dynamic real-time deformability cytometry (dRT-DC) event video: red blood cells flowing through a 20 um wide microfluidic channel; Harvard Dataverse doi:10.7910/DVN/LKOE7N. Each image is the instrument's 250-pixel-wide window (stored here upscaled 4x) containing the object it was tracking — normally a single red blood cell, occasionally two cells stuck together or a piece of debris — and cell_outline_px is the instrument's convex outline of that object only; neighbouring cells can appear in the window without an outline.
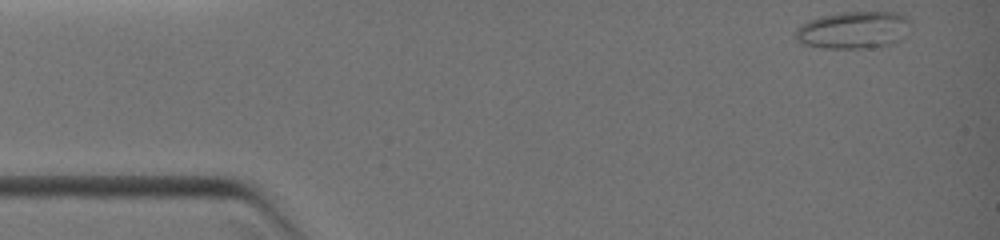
{"species": "common noctule bat (a hibernating species)", "species_latin": "Nyctalus noctula", "temperature_condition": "warm", "stored_images_in_passage": 30, "camera_frame_rate_fps": 3000, "um_per_image_px": 0.085, "animal": {"sex": "female", "body_mass_g": 19.0, "forearm_length_mm": 51.5}, "frame": {"image": 1, "passage_image": 1, "time_ms": 0.0, "image_size_px": [1000, 240], "cell_outline_px": [[908, 20], [904, 36], [896, 44], [872, 48], [824, 48], [800, 44], [796, 40], [796, 28], [800, 24], [808, 20], [820, 16], [840, 12], [900, 12], [908, 16]], "centroid_in_image_um": [72.52, 2.56], "position_along_channel_um": 12.5, "area_um2": 25.32}}
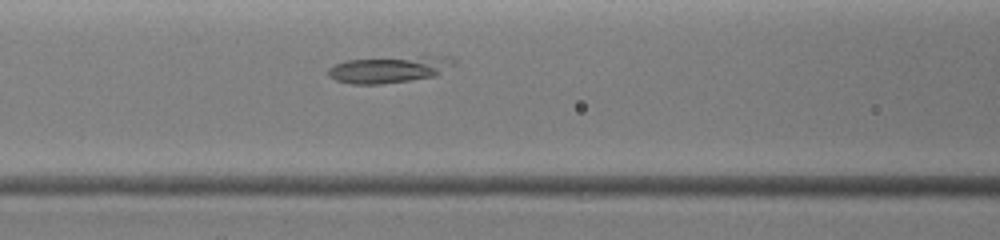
{"frame": {"image": 2, "passage_image": 16, "time_ms": 4.667, "image_size_px": [1000, 240], "cell_outline_px": [[456, 60], [452, 64], [436, 76], [380, 84], [352, 84], [336, 80], [328, 76], [328, 68], [336, 64], [348, 60], [420, 56], [456, 56]], "centroid_in_image_um": [33.09, 5.89], "position_along_channel_um": 133.5, "area_um2": 19.31}}
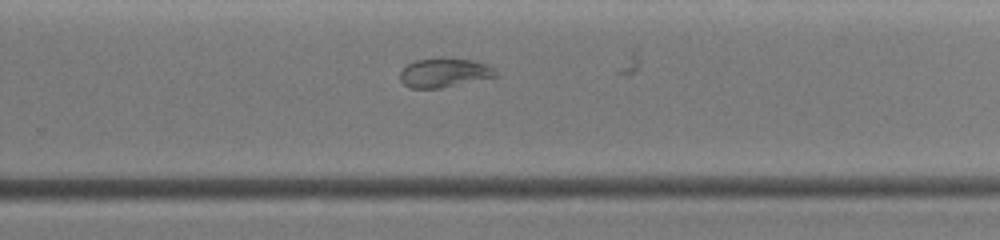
{"frame": {"image": 3, "passage_image": 26, "time_ms": 8.0, "image_size_px": [1000, 240], "cell_outline_px": [[500, 76], [440, 88], [412, 88], [404, 84], [400, 80], [400, 72], [408, 64], [416, 60], [440, 56], [444, 56], [472, 60], [488, 64]], "centroid_in_image_um": [37.78, 6.15], "position_along_channel_um": 292.0, "area_um2": 16.53}}